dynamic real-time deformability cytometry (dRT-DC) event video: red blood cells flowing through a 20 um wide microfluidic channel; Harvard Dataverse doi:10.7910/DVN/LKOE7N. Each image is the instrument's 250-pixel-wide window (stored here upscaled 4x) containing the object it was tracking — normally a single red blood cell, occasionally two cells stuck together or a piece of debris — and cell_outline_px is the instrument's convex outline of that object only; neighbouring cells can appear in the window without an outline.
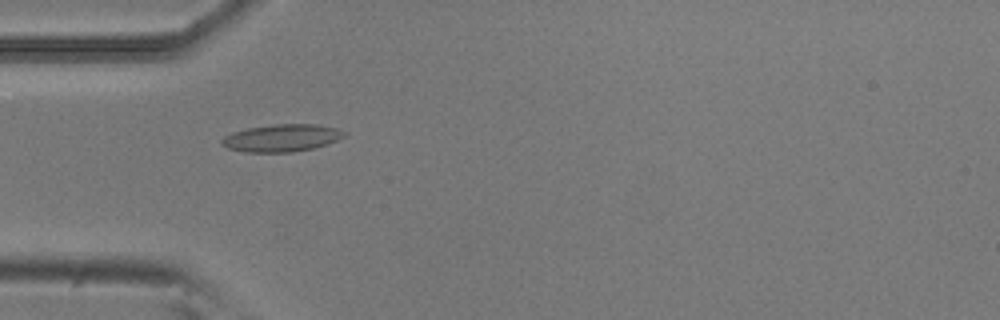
{"species": "common noctule bat (a hibernating species)", "species_latin": "Nyctalus noctula", "temperature_condition": "room temperature", "stored_images_in_passage": 53, "camera_frame_rate_fps": 3000, "um_per_image_px": 0.085, "animal": {"sex": "male", "body_mass_g": 20.5, "forearm_length_mm": 52.5}, "frame": {"image": 1, "passage_image": 17, "time_ms": 5.333, "image_size_px": [1000, 320], "cell_outline_px": [[348, 132], [344, 136], [328, 144], [312, 148], [292, 152], [244, 152], [228, 148], [220, 144], [220, 140], [224, 136], [232, 132], [248, 128], [276, 124], [316, 124], [340, 128]], "centroid_in_image_um": [23.95, 11.72], "position_along_channel_um": 61.0, "area_um2": 19.65}}
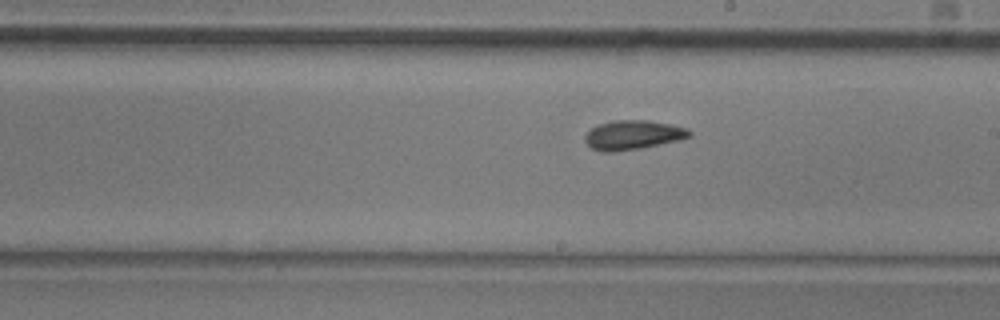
{"frame": {"image": 2, "passage_image": 31, "time_ms": 10.0, "image_size_px": [1000, 320], "cell_outline_px": [[692, 136], [680, 140], [640, 148], [616, 152], [600, 152], [592, 148], [584, 140], [584, 136], [592, 128], [600, 124], [616, 120], [648, 120], [672, 124], [688, 128], [692, 132]], "centroid_in_image_um": [53.84, 11.47], "position_along_channel_um": 235.2, "area_um2": 17.92}}
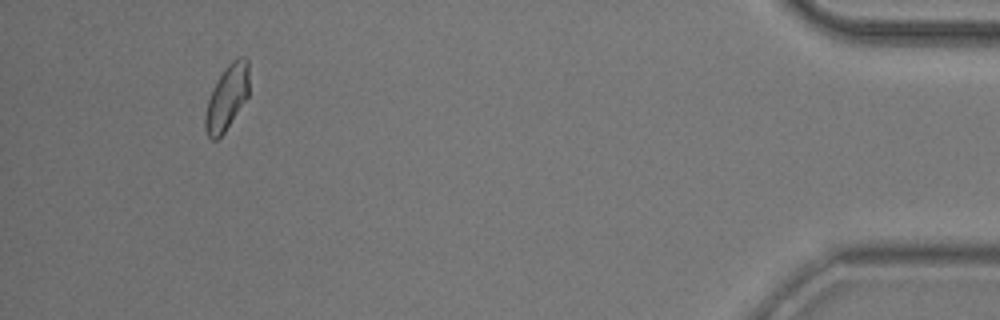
{"frame": {"image": 3, "passage_image": 51, "time_ms": 16.667, "image_size_px": [1000, 320], "cell_outline_px": [[248, 96], [224, 132], [216, 140], [212, 140], [208, 136], [204, 128], [204, 116], [208, 100], [224, 68], [232, 60], [240, 56], [244, 56], [248, 60]], "centroid_in_image_um": [19.28, 8.29], "position_along_channel_um": 415.9, "area_um2": 16.3}}